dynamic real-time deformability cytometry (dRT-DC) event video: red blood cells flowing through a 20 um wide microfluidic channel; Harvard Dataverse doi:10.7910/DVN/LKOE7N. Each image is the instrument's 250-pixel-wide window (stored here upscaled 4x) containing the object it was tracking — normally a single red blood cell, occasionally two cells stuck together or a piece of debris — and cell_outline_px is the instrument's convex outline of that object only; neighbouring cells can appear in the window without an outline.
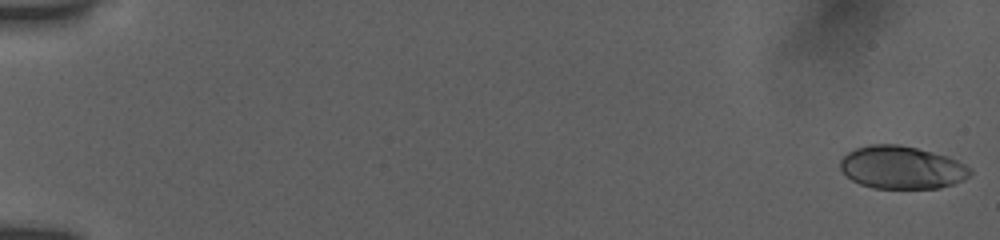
{"species": "human", "species_latin": "Homo sapiens", "temperature_condition": "room temperature", "stored_images_in_passage": 11, "camera_frame_rate_fps": 3000, "um_per_image_px": 0.085, "donor": {"sex": "female"}, "frame": {"image": 1, "passage_image": 1, "time_ms": 0.0, "image_size_px": [1000, 240], "cell_outline_px": [[972, 172], [964, 180], [940, 188], [872, 188], [860, 184], [852, 180], [840, 168], [840, 160], [848, 152], [856, 148], [868, 144], [900, 144], [948, 156], [972, 168]], "centroid_in_image_um": [76.65, 14.23], "position_along_channel_um": 8.3, "area_um2": 32.43}}
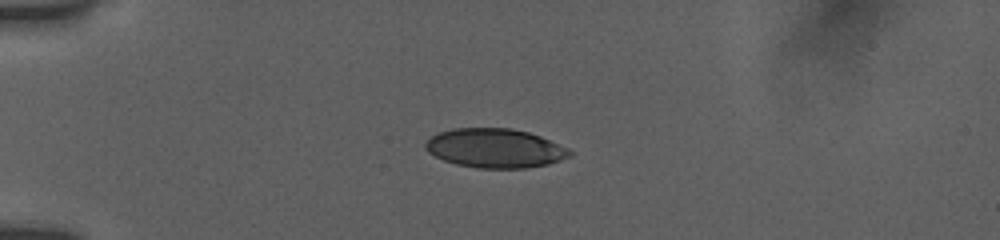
{"frame": {"image": 2, "passage_image": 7, "time_ms": 4.667, "image_size_px": [1000, 240], "cell_outline_px": [[572, 156], [548, 164], [524, 168], [476, 168], [456, 164], [444, 160], [428, 152], [424, 148], [424, 144], [432, 136], [440, 132], [452, 128], [512, 128], [528, 132], [540, 136], [568, 148], [572, 152]], "centroid_in_image_um": [42.08, 12.6], "position_along_channel_um": 42.9, "area_um2": 32.89}}
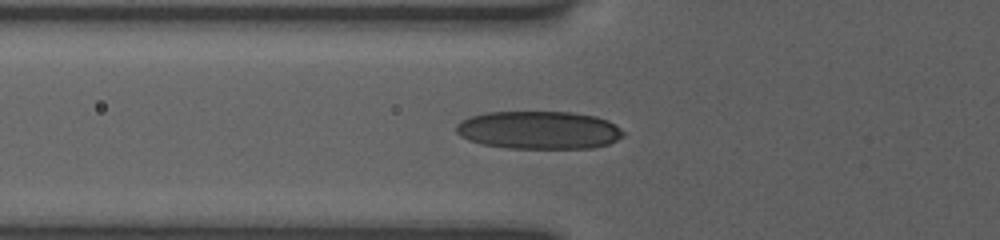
{"frame": {"image": 3, "passage_image": 10, "time_ms": 6.667, "image_size_px": [1000, 240], "cell_outline_px": [[624, 136], [608, 144], [592, 148], [508, 148], [480, 144], [468, 140], [460, 136], [456, 132], [456, 124], [460, 120], [484, 112], [572, 112], [596, 116], [608, 120], [620, 128], [624, 132]], "centroid_in_image_um": [45.79, 11.05], "position_along_channel_um": 80.0, "area_um2": 37.22}}